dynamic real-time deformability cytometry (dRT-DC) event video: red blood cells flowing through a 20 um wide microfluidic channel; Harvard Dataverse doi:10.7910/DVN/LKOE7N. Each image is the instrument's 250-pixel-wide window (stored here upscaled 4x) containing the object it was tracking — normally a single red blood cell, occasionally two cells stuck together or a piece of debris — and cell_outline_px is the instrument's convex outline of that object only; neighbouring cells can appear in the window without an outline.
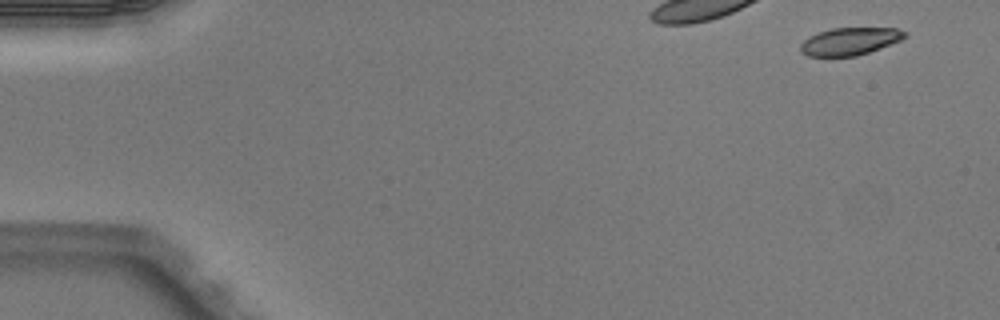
{"species": "Egyptian fruit bat (a non-hibernating species)", "species_latin": "Rousettus aegyptiacus", "temperature_condition": "warm", "stored_images_in_passage": 4, "camera_frame_rate_fps": 3000, "um_per_image_px": 0.085, "animal": {"sex": "male"}, "frame": {"image": 1, "passage_image": 1, "time_ms": 0.0, "image_size_px": [1000, 320], "cell_outline_px": [[908, 36], [900, 40], [880, 48], [856, 56], [808, 56], [800, 52], [800, 44], [808, 36], [832, 28], [896, 28], [908, 32]], "centroid_in_image_um": [72.23, 3.51], "position_along_channel_um": 12.8, "area_um2": 16.7}}